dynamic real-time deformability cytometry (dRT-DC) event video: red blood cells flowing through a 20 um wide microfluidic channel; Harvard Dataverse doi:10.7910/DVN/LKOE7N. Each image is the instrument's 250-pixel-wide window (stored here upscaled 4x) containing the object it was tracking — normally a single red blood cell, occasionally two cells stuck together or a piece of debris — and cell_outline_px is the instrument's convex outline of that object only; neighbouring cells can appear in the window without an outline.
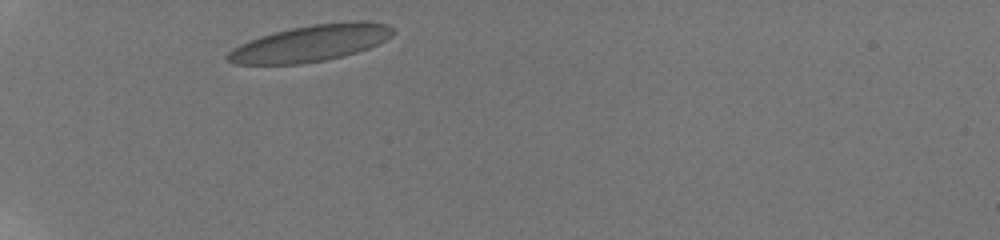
{"species": "human", "species_latin": "Homo sapiens", "temperature_condition": "room temperature", "stored_images_in_passage": 12, "camera_frame_rate_fps": 3000, "um_per_image_px": 0.085, "donor": {"sex": "male"}, "frame": {"image": 1, "passage_image": 1, "time_ms": 0.0, "image_size_px": [1000, 240], "cell_outline_px": [[396, 32], [392, 36], [368, 48], [344, 56], [324, 60], [300, 64], [236, 64], [228, 60], [224, 56], [232, 48], [240, 44], [260, 36], [292, 28], [312, 24], [348, 20], [364, 20], [388, 24]], "centroid_in_image_um": [26.43, 3.66], "position_along_channel_um": 58.6, "area_um2": 35.2}}
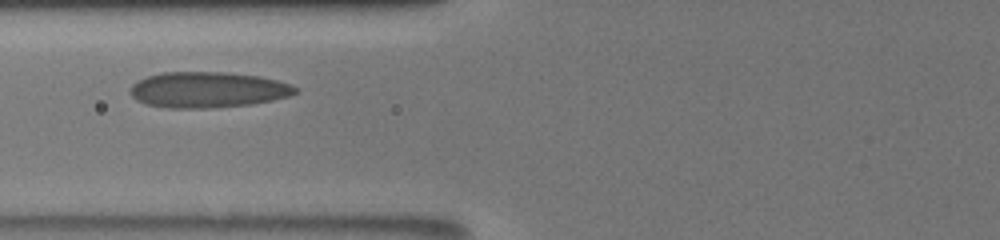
{"frame": {"image": 2, "passage_image": 6, "time_ms": 2.0, "image_size_px": [1000, 240], "cell_outline_px": [[300, 92], [288, 96], [272, 100], [252, 104], [212, 108], [168, 108], [144, 104], [136, 100], [128, 92], [132, 84], [136, 80], [148, 76], [164, 72], [228, 72], [260, 76], [292, 84]], "centroid_in_image_um": [17.64, 7.63], "position_along_channel_um": 108.2, "area_um2": 34.8}}